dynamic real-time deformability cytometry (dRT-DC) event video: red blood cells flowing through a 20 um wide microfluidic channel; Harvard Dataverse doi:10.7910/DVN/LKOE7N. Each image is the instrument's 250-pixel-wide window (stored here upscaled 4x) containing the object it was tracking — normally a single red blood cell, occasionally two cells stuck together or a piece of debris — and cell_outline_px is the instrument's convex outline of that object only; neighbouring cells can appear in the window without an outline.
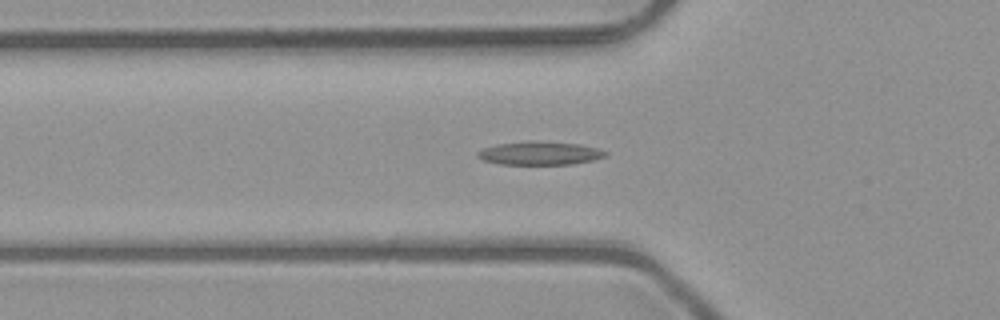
{"species": "common noctule bat (a hibernating species)", "species_latin": "Nyctalus noctula", "temperature_condition": "room temperature", "stored_images_in_passage": 44, "camera_frame_rate_fps": 3000, "um_per_image_px": 0.085, "animal": {"sex": "male", "body_mass_g": 23.1, "forearm_length_mm": 52.7}, "frame": {"image": 1, "passage_image": 10, "time_ms": 3.0, "image_size_px": [1000, 320], "cell_outline_px": [[608, 156], [592, 160], [572, 164], [500, 164], [484, 160], [476, 156], [476, 152], [484, 148], [496, 144], [532, 140], [580, 144], [596, 148], [608, 152]], "centroid_in_image_um": [45.88, 13.01], "position_along_channel_um": 79.9, "area_um2": 17.46}}
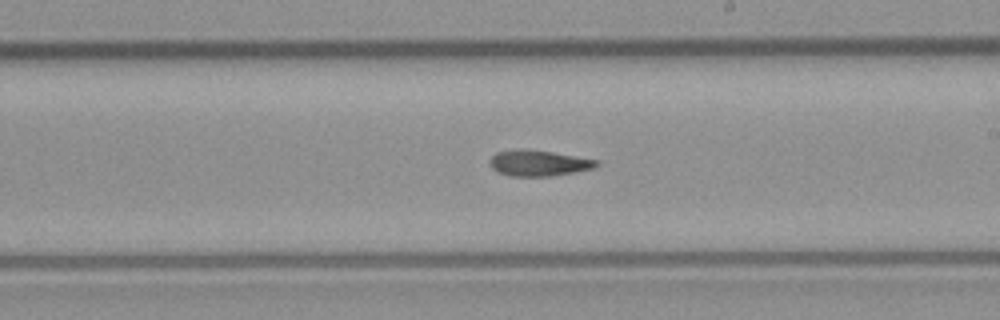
{"frame": {"image": 2, "passage_image": 22, "time_ms": 7.0, "image_size_px": [1000, 320], "cell_outline_px": [[600, 164], [596, 168], [548, 176], [512, 176], [500, 172], [492, 168], [492, 156], [496, 152], [520, 148], [528, 148], [600, 160]], "centroid_in_image_um": [45.84, 13.84], "position_along_channel_um": 243.2, "area_um2": 16.01}}
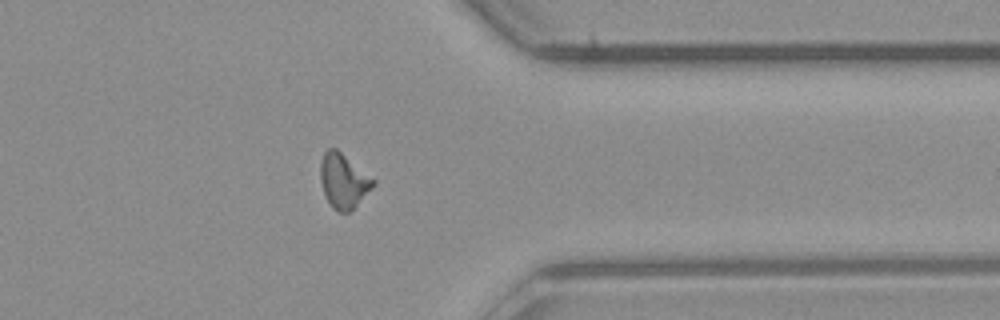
{"frame": {"image": 3, "passage_image": 33, "time_ms": 10.667, "image_size_px": [1000, 320], "cell_outline_px": [[376, 184], [348, 212], [340, 212], [332, 208], [324, 192], [320, 180], [320, 164], [324, 152], [328, 148], [336, 148], [376, 180]], "centroid_in_image_um": [29.19, 15.35], "position_along_channel_um": 382.2, "area_um2": 16.53}, "authors_computed_cell_mechanics": {"area_um2": 16.1262, "velocity_mm_per_s": 4.0514, "shape_relaxation_time_tau1_ms": null, "shape_relaxation_time_tau2_ms": 5.0496, "deformation_change_tau1": null, "deformation_change_tau2": 0.1409}}